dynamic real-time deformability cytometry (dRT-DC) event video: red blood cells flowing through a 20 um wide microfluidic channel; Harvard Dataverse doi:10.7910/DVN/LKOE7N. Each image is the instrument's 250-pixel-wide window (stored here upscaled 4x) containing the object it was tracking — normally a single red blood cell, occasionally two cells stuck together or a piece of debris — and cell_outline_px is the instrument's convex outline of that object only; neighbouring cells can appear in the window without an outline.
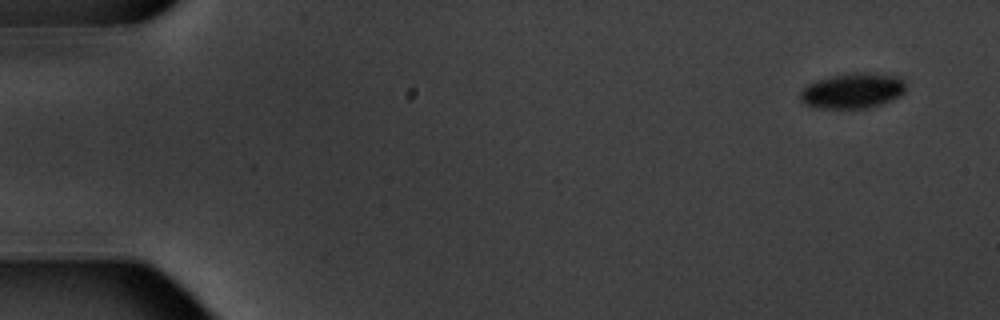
{"species": "common noctule bat (a hibernating species)", "species_latin": "Nyctalus noctula", "temperature_condition": "warm", "stored_images_in_passage": 6, "camera_frame_rate_fps": 3000, "um_per_image_px": 0.085, "animal": {"sex": "male", "body_mass_g": 20.1, "forearm_length_mm": 53.5}, "frame": {"image": 1, "passage_image": 1, "time_ms": 0.0, "image_size_px": [1000, 320], "cell_outline_px": [[904, 92], [900, 96], [880, 104], [868, 108], [816, 108], [804, 104], [800, 100], [800, 92], [808, 84], [816, 80], [848, 72], [868, 72], [900, 76], [904, 80]], "centroid_in_image_um": [72.46, 7.7], "position_along_channel_um": 12.5, "area_um2": 21.91}}
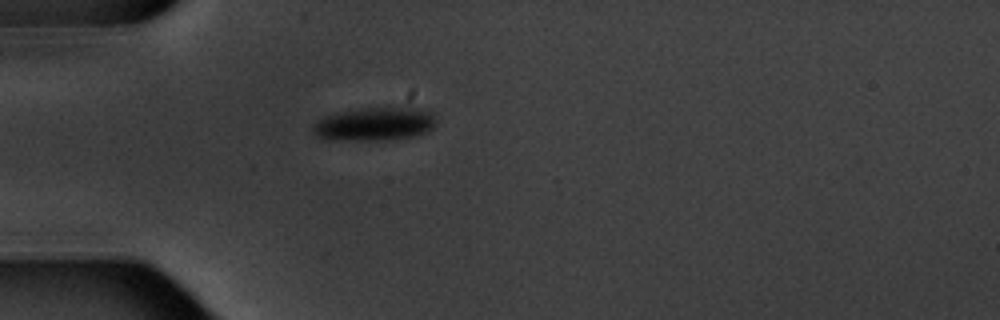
{"frame": {"image": 2, "passage_image": 5, "time_ms": 4.667, "image_size_px": [1000, 320], "cell_outline_px": [[436, 120], [432, 128], [428, 132], [412, 136], [388, 140], [352, 140], [316, 136], [312, 132], [312, 124], [324, 116], [336, 112], [368, 108], [408, 104], [432, 112]], "centroid_in_image_um": [31.92, 10.49], "position_along_channel_um": 53.1, "area_um2": 24.51}}